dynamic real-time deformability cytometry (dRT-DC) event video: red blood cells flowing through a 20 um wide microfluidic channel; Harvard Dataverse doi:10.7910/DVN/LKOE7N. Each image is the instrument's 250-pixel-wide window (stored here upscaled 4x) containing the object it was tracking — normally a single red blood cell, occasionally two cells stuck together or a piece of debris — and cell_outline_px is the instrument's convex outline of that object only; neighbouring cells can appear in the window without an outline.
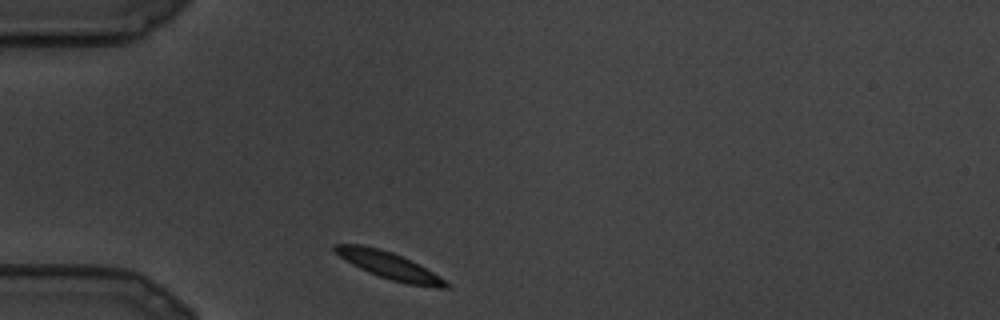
{"species": "common noctule bat (a hibernating species)", "species_latin": "Nyctalus noctula", "temperature_condition": "cold", "stored_images_in_passage": 9, "camera_frame_rate_fps": 3000, "um_per_image_px": 0.085, "animal": {"sex": "male", "body_mass_g": 19.5, "forearm_length_mm": 54.6}, "frame": {"image": 1, "passage_image": 1, "time_ms": 0.0, "image_size_px": [1000, 320], "cell_outline_px": [[452, 288], [436, 288], [408, 284], [392, 280], [368, 272], [352, 264], [340, 256], [332, 248], [336, 244], [364, 244], [380, 248], [392, 252], [412, 260], [440, 276], [452, 284]], "centroid_in_image_um": [33.16, 22.57], "position_along_channel_um": 51.8, "area_um2": 17.63}}
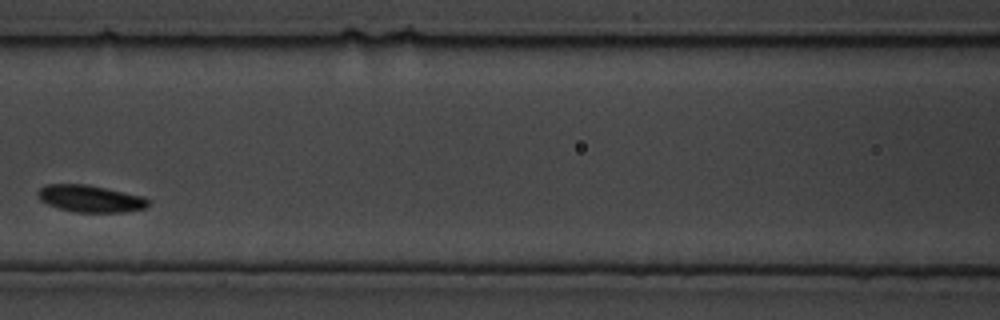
{"frame": {"image": 2, "passage_image": 6, "time_ms": 1.667, "image_size_px": [1000, 320], "cell_outline_px": [[152, 204], [144, 208], [124, 212], [76, 212], [60, 208], [48, 204], [40, 200], [36, 196], [36, 192], [40, 188], [48, 184], [88, 184], [144, 196]], "centroid_in_image_um": [7.69, 16.87], "position_along_channel_um": 158.9, "area_um2": 17.46}}
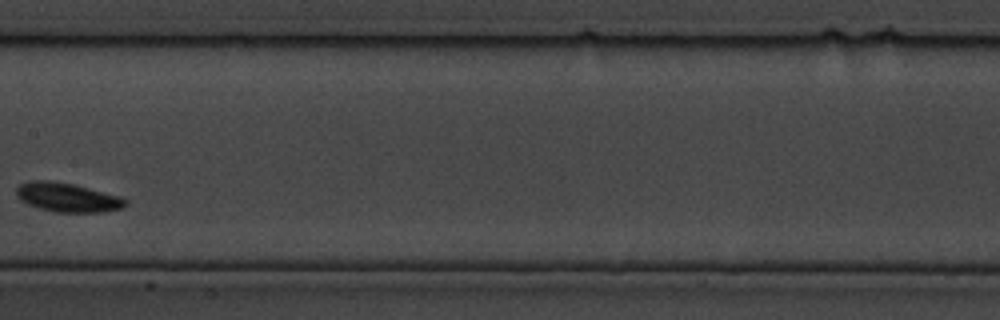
{"frame": {"image": 3, "passage_image": 8, "time_ms": 2.333, "image_size_px": [1000, 320], "cell_outline_px": [[128, 204], [124, 208], [104, 212], [56, 212], [36, 208], [20, 200], [16, 196], [16, 188], [20, 184], [32, 180], [52, 180], [72, 184], [120, 196], [128, 200]], "centroid_in_image_um": [5.73, 16.78], "position_along_channel_um": 201.7, "area_um2": 18.67}}